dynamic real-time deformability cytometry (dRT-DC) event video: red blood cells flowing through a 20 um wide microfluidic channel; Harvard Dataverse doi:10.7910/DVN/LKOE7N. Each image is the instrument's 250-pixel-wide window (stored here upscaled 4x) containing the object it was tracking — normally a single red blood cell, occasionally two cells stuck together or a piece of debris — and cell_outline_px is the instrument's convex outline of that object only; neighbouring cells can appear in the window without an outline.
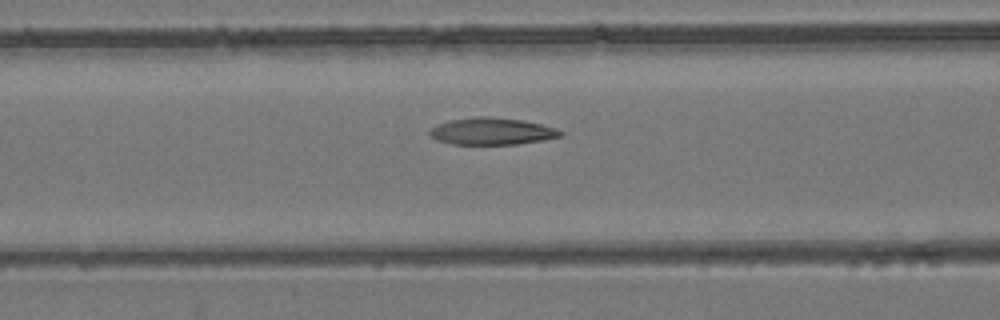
{"species": "common noctule bat (a hibernating species)", "species_latin": "Nyctalus noctula", "temperature_condition": "room temperature", "stored_images_in_passage": 40, "camera_frame_rate_fps": 3000, "um_per_image_px": 0.085, "animal": {"sex": "female", "body_mass_g": 24.6, "forearm_length_mm": 56.2}, "frame": {"image": 1, "passage_image": 23, "time_ms": 7.333, "image_size_px": [1000, 320], "cell_outline_px": [[564, 136], [516, 144], [452, 144], [436, 140], [428, 132], [428, 128], [436, 124], [452, 120], [476, 116], [484, 116], [524, 120], [556, 128], [564, 132]], "centroid_in_image_um": [41.79, 11.15], "position_along_channel_um": 124.8, "area_um2": 20.58}}
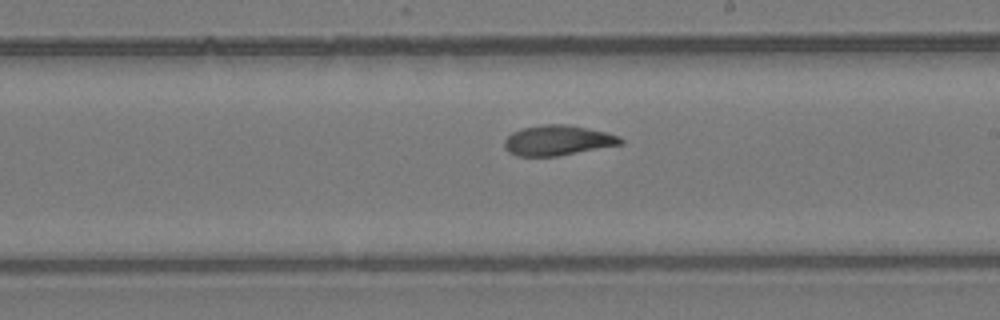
{"frame": {"image": 2, "passage_image": 32, "time_ms": 10.333, "image_size_px": [1000, 320], "cell_outline_px": [[624, 144], [556, 156], [516, 156], [508, 152], [504, 148], [504, 140], [512, 132], [520, 128], [544, 124], [568, 124], [608, 132], [620, 136], [624, 140]], "centroid_in_image_um": [47.41, 11.92], "position_along_channel_um": 241.6, "area_um2": 20.69}}
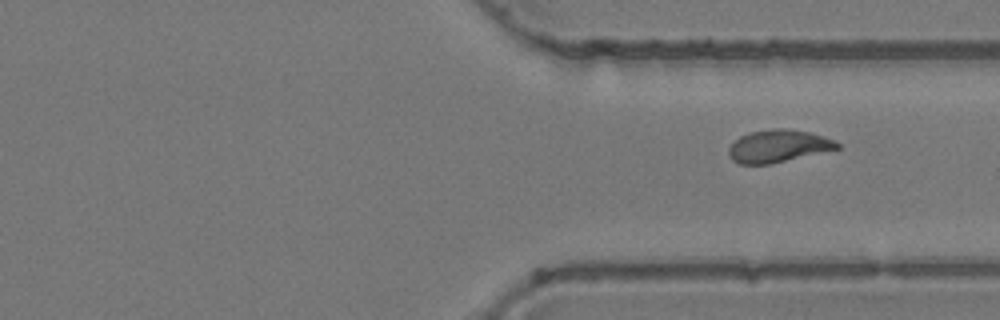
{"frame": {"image": 3, "passage_image": 40, "time_ms": 13.0, "image_size_px": [1000, 320], "cell_outline_px": [[840, 148], [768, 164], [740, 164], [732, 160], [728, 152], [728, 148], [740, 136], [748, 132], [772, 128], [784, 128], [808, 132], [832, 140], [840, 144]], "centroid_in_image_um": [66.09, 12.41], "position_along_channel_um": 345.3, "area_um2": 20.17}}